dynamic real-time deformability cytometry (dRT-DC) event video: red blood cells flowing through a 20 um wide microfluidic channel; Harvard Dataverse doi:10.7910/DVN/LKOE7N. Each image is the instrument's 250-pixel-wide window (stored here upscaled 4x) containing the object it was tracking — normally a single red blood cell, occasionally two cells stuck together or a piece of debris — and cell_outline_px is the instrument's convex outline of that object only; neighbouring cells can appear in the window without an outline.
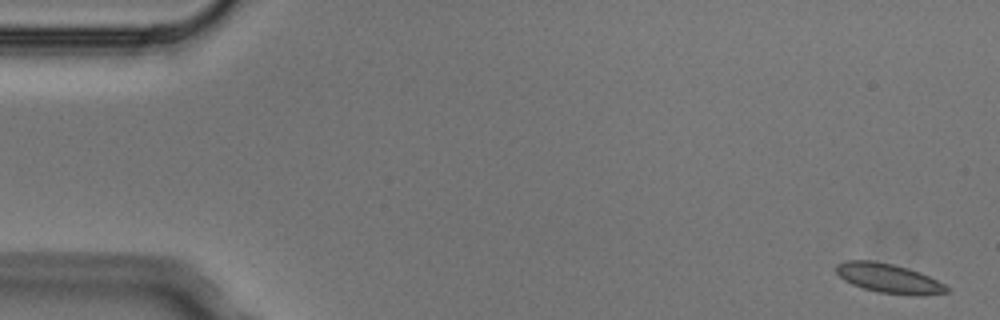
{"species": "Egyptian fruit bat (a non-hibernating species)", "species_latin": "Rousettus aegyptiacus", "temperature_condition": "cold", "stored_images_in_passage": 2, "camera_frame_rate_fps": 3000, "um_per_image_px": 0.085, "animal": {"sex": "male"}, "frame": {"image": 1, "passage_image": 1, "time_ms": 0.0, "image_size_px": [1000, 320], "cell_outline_px": [[948, 292], [880, 292], [864, 288], [852, 284], [844, 280], [836, 272], [836, 264], [844, 260], [872, 260], [892, 264], [908, 268], [920, 272], [944, 284], [948, 288]], "centroid_in_image_um": [75.39, 23.57], "position_along_channel_um": 9.6, "area_um2": 17.8}}